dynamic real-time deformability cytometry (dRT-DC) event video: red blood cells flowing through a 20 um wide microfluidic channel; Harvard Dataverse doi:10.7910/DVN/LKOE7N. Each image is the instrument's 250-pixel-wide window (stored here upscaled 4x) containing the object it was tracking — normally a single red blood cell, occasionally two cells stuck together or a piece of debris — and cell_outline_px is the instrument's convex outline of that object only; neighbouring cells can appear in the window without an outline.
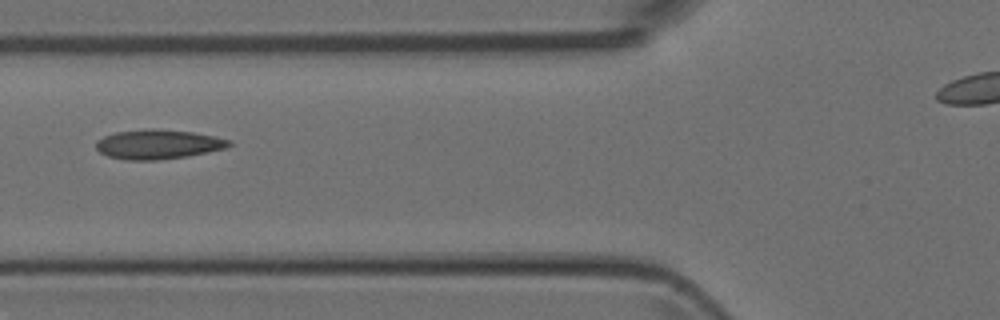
{"species": "Egyptian fruit bat (a non-hibernating species)", "species_latin": "Rousettus aegyptiacus", "temperature_condition": "room temperature", "stored_images_in_passage": 8, "segment_of_instrument_passage": [1, 2], "camera_frame_rate_fps": 3000, "um_per_image_px": 0.085, "animal": {"sex": "female"}, "frame": {"image": 1, "passage_image": 6, "time_ms": 5.667, "image_size_px": [1000, 320], "cell_outline_px": [[232, 144], [224, 148], [188, 156], [156, 160], [124, 160], [108, 156], [100, 152], [96, 148], [96, 140], [104, 136], [116, 132], [152, 128], [192, 132], [232, 140]], "centroid_in_image_um": [13.41, 12.27], "position_along_channel_um": 112.4, "area_um2": 22.72}}
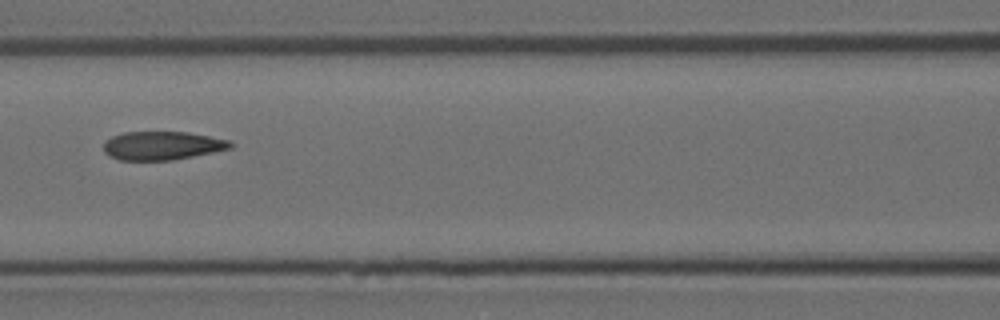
{"frame": {"image": 2, "passage_image": 7, "time_ms": 6.667, "image_size_px": [1000, 320], "cell_outline_px": [[232, 148], [172, 160], [120, 160], [108, 156], [104, 152], [104, 140], [112, 136], [124, 132], [188, 132], [232, 140]], "centroid_in_image_um": [13.77, 12.37], "position_along_channel_um": 152.8, "area_um2": 21.15}}